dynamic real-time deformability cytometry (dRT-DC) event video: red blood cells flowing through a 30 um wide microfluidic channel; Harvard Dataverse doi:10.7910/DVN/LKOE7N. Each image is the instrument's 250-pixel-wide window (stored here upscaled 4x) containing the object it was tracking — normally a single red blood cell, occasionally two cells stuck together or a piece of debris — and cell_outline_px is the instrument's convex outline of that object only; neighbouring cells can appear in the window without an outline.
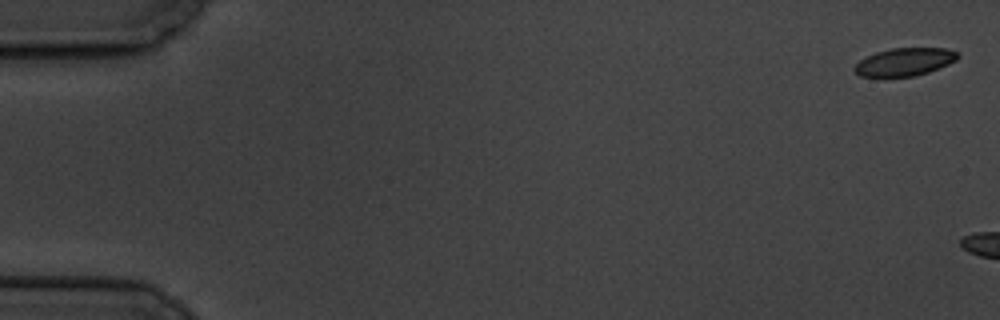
{"species": "common noctule bat (a hibernating species)", "species_latin": "Nyctalus noctula", "temperature_condition": "cold", "stored_images_in_passage": 11, "camera_frame_rate_fps": 3000, "um_per_image_px": 0.085, "animal": {"sex": "male", "body_mass_g": 19.5, "forearm_length_mm": 54.6}, "frame": {"image": 1, "passage_image": 1, "time_ms": 0.0, "image_size_px": [1000, 320], "cell_outline_px": [[960, 56], [956, 60], [948, 64], [928, 72], [916, 76], [884, 80], [876, 80], [860, 76], [852, 68], [860, 60], [876, 52], [892, 48], [948, 48], [956, 52]], "centroid_in_image_um": [76.82, 5.32], "position_along_channel_um": 8.2, "area_um2": 17.51}}
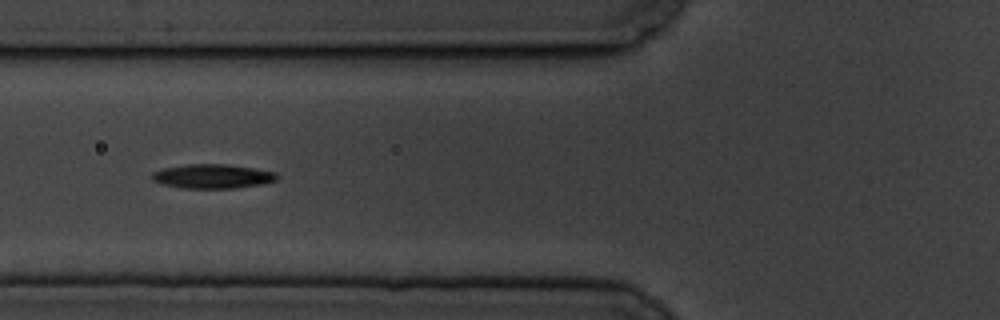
{"frame": {"image": 2, "passage_image": 8, "time_ms": 9.0, "image_size_px": [1000, 320], "cell_outline_px": [[276, 180], [260, 184], [236, 188], [180, 188], [164, 184], [152, 180], [152, 172], [164, 168], [188, 164], [228, 164], [276, 172]], "centroid_in_image_um": [18.04, 14.98], "position_along_channel_um": 107.8, "area_um2": 17.46}}
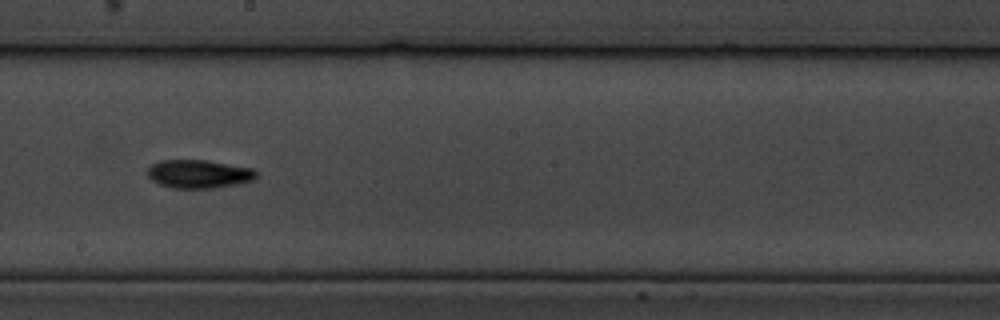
{"frame": {"image": 3, "passage_image": 11, "time_ms": 12.667, "image_size_px": [1000, 320], "cell_outline_px": [[256, 180], [236, 184], [212, 188], [172, 188], [160, 184], [152, 180], [148, 176], [148, 168], [152, 164], [160, 160], [208, 160], [252, 168], [256, 172]], "centroid_in_image_um": [16.91, 14.78], "position_along_channel_um": 231.3, "area_um2": 17.98}}